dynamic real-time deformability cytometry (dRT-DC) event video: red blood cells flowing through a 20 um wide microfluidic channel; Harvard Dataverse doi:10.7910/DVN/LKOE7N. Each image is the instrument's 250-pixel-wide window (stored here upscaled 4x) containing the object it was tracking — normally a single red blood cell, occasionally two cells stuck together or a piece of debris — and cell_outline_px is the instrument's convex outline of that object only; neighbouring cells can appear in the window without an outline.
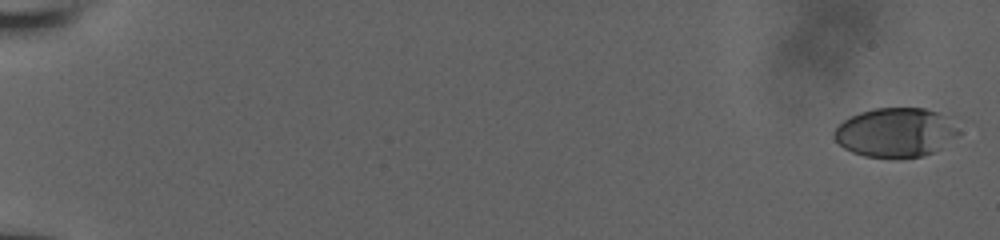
{"species": "human", "species_latin": "Homo sapiens", "temperature_condition": "room temperature", "stored_images_in_passage": 14, "camera_frame_rate_fps": 3000, "um_per_image_px": 0.085, "donor": {"sex": "male"}, "frame": {"image": 1, "passage_image": 1, "time_ms": 0.0, "image_size_px": [1000, 240], "cell_outline_px": [[960, 132], [956, 136], [932, 152], [920, 156], [864, 156], [852, 152], [844, 148], [832, 136], [832, 132], [844, 120], [860, 112], [872, 108], [924, 108], [936, 112], [956, 128]], "centroid_in_image_um": [76.03, 11.24], "position_along_channel_um": 9.0, "area_um2": 34.56}}
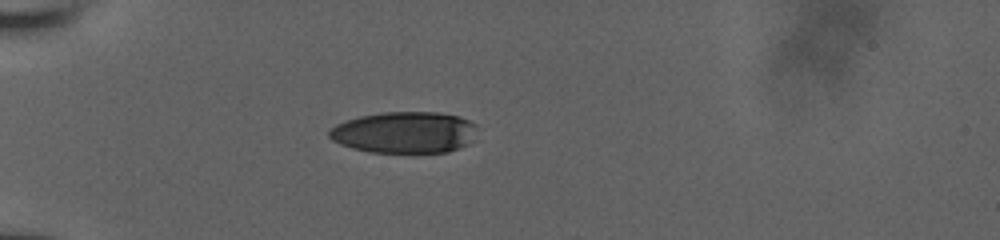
{"frame": {"image": 2, "passage_image": 7, "time_ms": 6.0, "image_size_px": [1000, 240], "cell_outline_px": [[476, 124], [468, 144], [460, 148], [448, 152], [368, 152], [352, 148], [340, 144], [332, 140], [328, 136], [328, 132], [336, 124], [360, 116], [380, 112], [440, 112], [460, 116]], "centroid_in_image_um": [34.36, 11.25], "position_along_channel_um": 50.6, "area_um2": 35.66}}
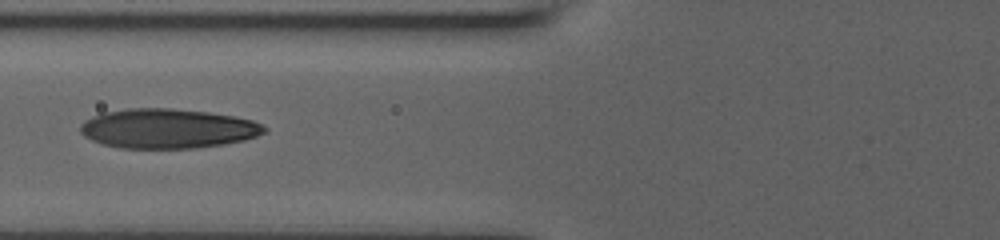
{"frame": {"image": 3, "passage_image": 12, "time_ms": 8.333, "image_size_px": [1000, 240], "cell_outline_px": [[268, 132], [244, 140], [224, 144], [196, 148], [120, 148], [104, 144], [92, 140], [84, 136], [80, 132], [80, 124], [84, 120], [92, 116], [104, 112], [128, 108], [172, 108], [208, 112], [236, 116], [252, 120], [268, 128]], "centroid_in_image_um": [14.26, 10.92], "position_along_channel_um": 111.5, "area_um2": 42.66}}